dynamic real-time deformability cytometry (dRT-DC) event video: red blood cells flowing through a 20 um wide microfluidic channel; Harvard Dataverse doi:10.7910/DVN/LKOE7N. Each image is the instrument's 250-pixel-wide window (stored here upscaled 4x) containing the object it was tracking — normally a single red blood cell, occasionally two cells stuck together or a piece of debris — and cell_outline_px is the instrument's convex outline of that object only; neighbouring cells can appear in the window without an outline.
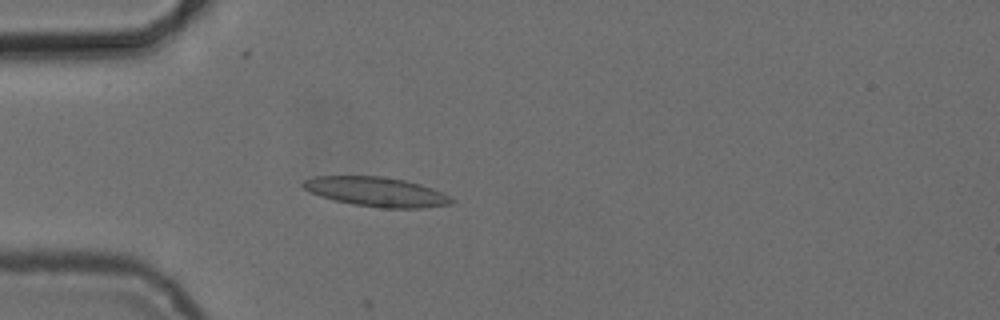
{"species": "common noctule bat (a hibernating species)", "species_latin": "Nyctalus noctula", "temperature_condition": "cold", "stored_images_in_passage": 5, "camera_frame_rate_fps": 3000, "um_per_image_px": 0.085, "animal": {"sex": "female", "body_mass_g": 24.6, "forearm_length_mm": 56.2}, "frame": {"image": 1, "passage_image": 5, "time_ms": 4.667, "image_size_px": [1000, 320], "cell_outline_px": [[456, 200], [452, 204], [424, 208], [380, 208], [352, 204], [320, 196], [304, 188], [300, 184], [304, 180], [316, 176], [380, 176], [404, 180], [420, 184], [432, 188]], "centroid_in_image_um": [32.01, 16.31], "position_along_channel_um": 53.0, "area_um2": 25.37}}